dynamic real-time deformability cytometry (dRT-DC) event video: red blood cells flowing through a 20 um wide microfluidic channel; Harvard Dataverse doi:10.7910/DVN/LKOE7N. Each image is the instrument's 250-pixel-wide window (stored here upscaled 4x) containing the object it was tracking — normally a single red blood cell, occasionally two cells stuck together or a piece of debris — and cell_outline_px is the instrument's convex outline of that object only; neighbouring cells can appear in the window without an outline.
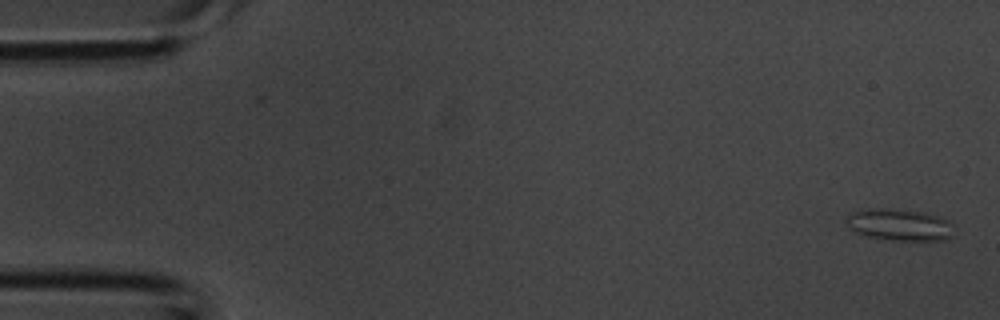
{"species": "common noctule bat (a hibernating species)", "species_latin": "Nyctalus noctula", "temperature_condition": "room temperature", "stored_images_in_passage": 4, "camera_frame_rate_fps": 3000, "um_per_image_px": 0.085, "animal": {"sex": "male", "body_mass_g": 20.1, "forearm_length_mm": 53.5}, "frame": {"image": 1, "passage_image": 1, "time_ms": 0.0, "image_size_px": [1000, 320], "cell_outline_px": [[952, 236], [944, 240], [892, 240], [868, 236], [856, 232], [848, 228], [844, 220], [852, 212], [884, 208], [924, 212], [940, 216], [948, 220]], "centroid_in_image_um": [76.43, 19.11], "position_along_channel_um": 8.6, "area_um2": 19.59}}
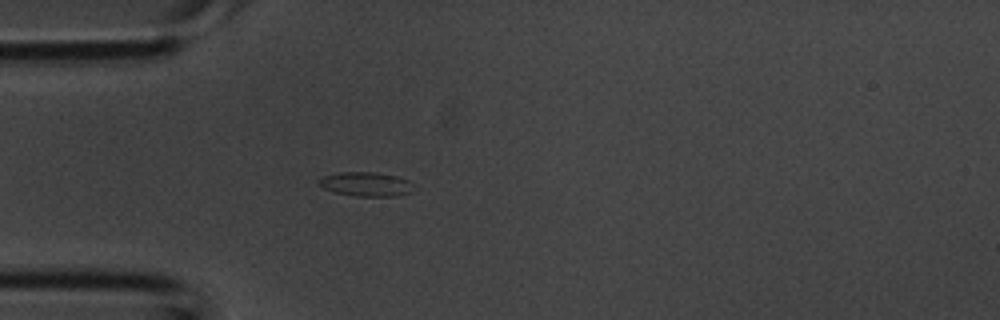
{"frame": {"image": 2, "passage_image": 4, "time_ms": 1.0, "image_size_px": [1000, 320], "cell_outline_px": [[412, 192], [396, 196], [356, 196], [336, 192], [324, 188], [316, 184], [316, 180], [324, 176], [336, 172], [376, 172], [396, 176], [408, 180]], "centroid_in_image_um": [31.04, 15.64], "position_along_channel_um": 54.0, "area_um2": 13.29}}